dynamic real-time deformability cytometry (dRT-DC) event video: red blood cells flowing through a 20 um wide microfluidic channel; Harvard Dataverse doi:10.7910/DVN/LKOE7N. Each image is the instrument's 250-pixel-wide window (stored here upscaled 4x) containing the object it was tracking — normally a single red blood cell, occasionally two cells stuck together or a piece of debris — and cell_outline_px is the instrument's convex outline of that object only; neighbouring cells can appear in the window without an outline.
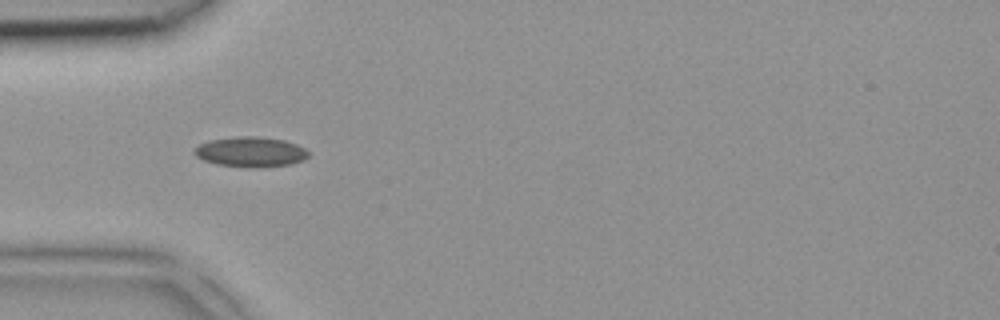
{"species": "common noctule bat (a hibernating species)", "species_latin": "Nyctalus noctula", "temperature_condition": "room temperature", "stored_images_in_passage": 3, "camera_frame_rate_fps": 3000, "um_per_image_px": 0.085, "animal": {"sex": "female", "body_mass_g": 18.4}, "frame": {"image": 1, "passage_image": 3, "time_ms": 0.667, "image_size_px": [1000, 320], "cell_outline_px": [[308, 156], [304, 160], [292, 164], [248, 168], [244, 168], [216, 164], [204, 160], [196, 156], [192, 152], [200, 144], [208, 140], [236, 136], [256, 136], [284, 140], [296, 144], [304, 148], [308, 152]], "centroid_in_image_um": [21.28, 12.91], "position_along_channel_um": 63.7, "area_um2": 20.11}}